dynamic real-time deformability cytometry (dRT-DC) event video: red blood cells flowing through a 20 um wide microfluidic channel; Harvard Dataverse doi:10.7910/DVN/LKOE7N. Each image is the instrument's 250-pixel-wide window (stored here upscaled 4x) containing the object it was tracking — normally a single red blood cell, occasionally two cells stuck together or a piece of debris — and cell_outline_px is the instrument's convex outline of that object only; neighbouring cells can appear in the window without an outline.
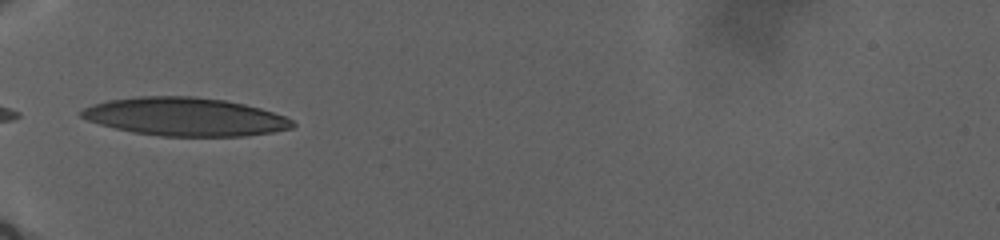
{"species": "human", "species_latin": "Homo sapiens", "temperature_condition": "warm", "stored_images_in_passage": 27, "camera_frame_rate_fps": 3000, "um_per_image_px": 0.085, "donor": {"sex": "male"}, "frame": {"image": 1, "passage_image": 1, "time_ms": 0.0, "image_size_px": [1000, 240], "cell_outline_px": [[296, 124], [292, 128], [272, 132], [244, 136], [160, 136], [132, 132], [100, 124], [88, 120], [80, 116], [80, 112], [84, 108], [92, 104], [108, 100], [140, 96], [192, 96], [224, 100], [244, 104], [260, 108], [284, 116], [292, 120]], "centroid_in_image_um": [15.73, 9.92], "position_along_channel_um": 69.3, "area_um2": 46.93}}
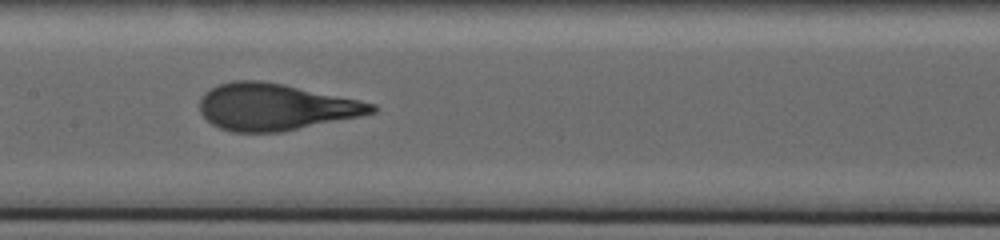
{"frame": {"image": 2, "passage_image": 17, "time_ms": 6.667, "image_size_px": [1000, 240], "cell_outline_px": [[380, 108], [376, 112], [360, 116], [280, 132], [232, 132], [220, 128], [212, 124], [200, 112], [200, 96], [204, 92], [216, 84], [232, 80], [260, 80], [284, 84], [360, 100], [376, 104]], "centroid_in_image_um": [23.39, 9.07], "position_along_channel_um": 184.0, "area_um2": 46.99}}
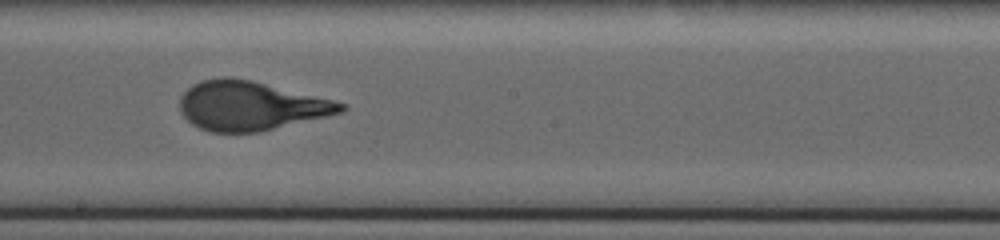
{"frame": {"image": 3, "passage_image": 22, "time_ms": 9.0, "image_size_px": [1000, 240], "cell_outline_px": [[348, 108], [340, 112], [260, 132], [208, 132], [192, 124], [180, 112], [180, 96], [192, 84], [204, 80], [220, 76], [228, 76], [252, 80], [348, 104]], "centroid_in_image_um": [21.25, 8.98], "position_along_channel_um": 227.0, "area_um2": 45.84}}